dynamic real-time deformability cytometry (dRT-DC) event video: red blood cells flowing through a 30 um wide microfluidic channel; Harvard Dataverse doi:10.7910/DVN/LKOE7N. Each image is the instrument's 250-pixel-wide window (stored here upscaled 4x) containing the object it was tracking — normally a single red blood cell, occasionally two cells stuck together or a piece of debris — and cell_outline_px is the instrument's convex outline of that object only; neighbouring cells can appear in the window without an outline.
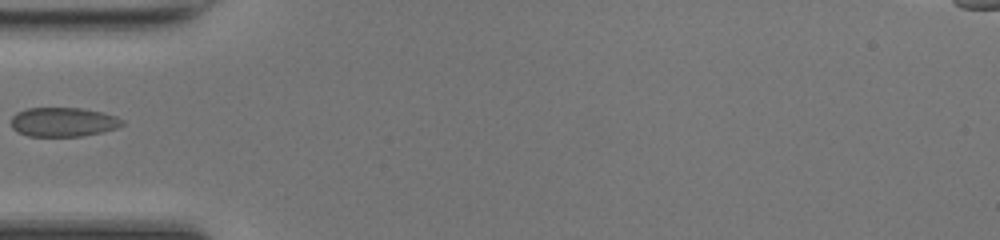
{"species": "common noctule bat (a hibernating species)", "species_latin": "Nyctalus noctula", "temperature_condition": "room temperature", "stored_images_in_passage": 33, "camera_frame_rate_fps": 3000, "um_per_image_px": 0.085, "animal": {"sex": "female", "body_mass_g": 17.0, "forearm_length_mm": 48.0}, "frame": {"image": 1, "passage_image": 1, "time_ms": 0.0, "image_size_px": [1000, 240], "cell_outline_px": [[124, 124], [116, 128], [104, 132], [80, 136], [28, 136], [16, 132], [12, 128], [12, 116], [16, 112], [28, 108], [80, 108], [100, 112], [116, 116], [124, 120]], "centroid_in_image_um": [5.37, 10.38], "position_along_channel_um": 79.6, "area_um2": 18.96}}
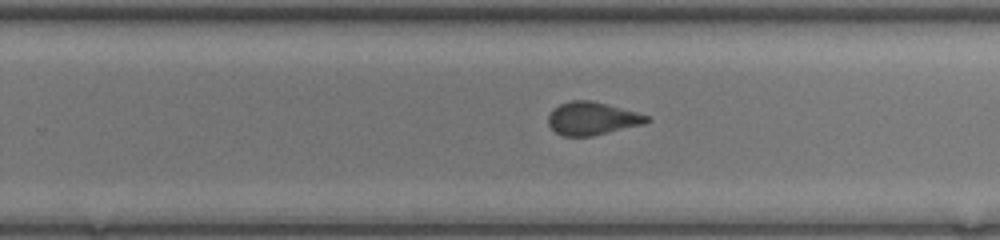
{"frame": {"image": 2, "passage_image": 15, "time_ms": 4.667, "image_size_px": [1000, 240], "cell_outline_px": [[652, 120], [644, 124], [592, 136], [564, 136], [556, 132], [548, 124], [548, 116], [552, 108], [560, 104], [572, 100], [592, 100], [636, 112], [648, 116]], "centroid_in_image_um": [50.32, 10.07], "position_along_channel_um": 279.5, "area_um2": 18.9}}
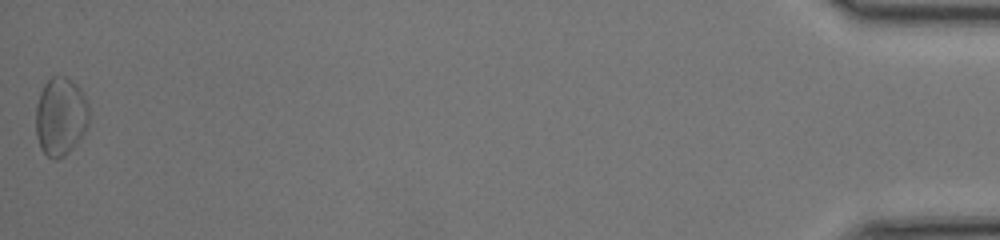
{"frame": {"image": 3, "passage_image": 33, "time_ms": 10.667, "image_size_px": [1000, 240], "cell_outline_px": [[88, 124], [84, 132], [68, 152], [64, 156], [56, 160], [52, 160], [40, 148], [36, 136], [36, 104], [40, 92], [44, 84], [52, 76], [64, 76], [72, 80], [80, 88], [88, 104]], "centroid_in_image_um": [5.13, 9.89], "position_along_channel_um": 430.1, "area_um2": 24.28}}